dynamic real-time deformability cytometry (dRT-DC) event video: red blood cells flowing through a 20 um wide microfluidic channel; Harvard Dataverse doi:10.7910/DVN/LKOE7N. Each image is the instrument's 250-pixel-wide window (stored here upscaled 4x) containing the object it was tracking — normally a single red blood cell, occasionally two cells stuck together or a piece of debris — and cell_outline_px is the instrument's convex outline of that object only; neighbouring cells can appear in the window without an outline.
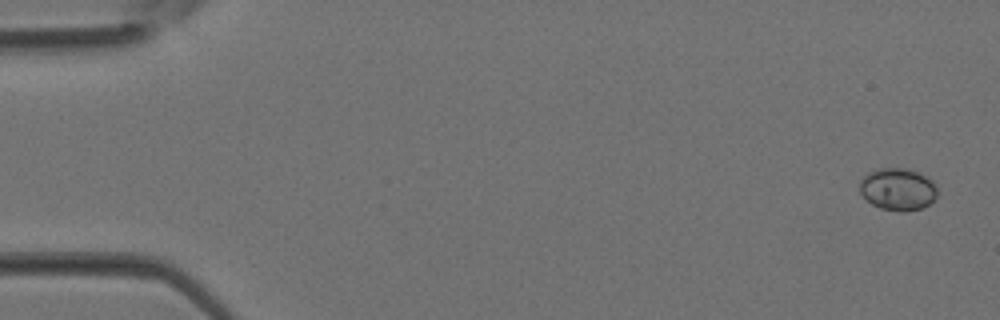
{"species": "Egyptian fruit bat (a non-hibernating species)", "species_latin": "Rousettus aegyptiacus", "temperature_condition": "room temperature", "stored_images_in_passage": 5, "camera_frame_rate_fps": 3000, "um_per_image_px": 0.085, "animal": {"sex": "female"}, "frame": {"image": 1, "passage_image": 1, "time_ms": 0.0, "image_size_px": [1000, 320], "cell_outline_px": [[936, 196], [928, 204], [920, 208], [904, 212], [900, 212], [880, 208], [872, 204], [860, 192], [860, 180], [868, 172], [880, 168], [908, 168], [932, 180], [936, 188]], "centroid_in_image_um": [76.29, 16.08], "position_along_channel_um": 8.7, "area_um2": 18.9}}
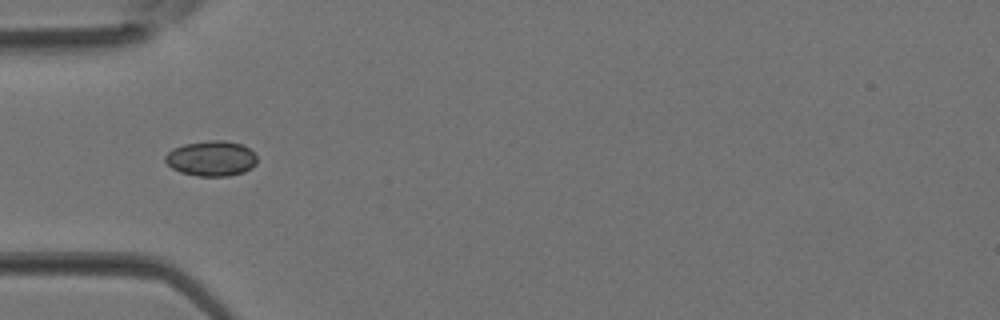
{"frame": {"image": 2, "passage_image": 4, "time_ms": 1.0, "image_size_px": [1000, 320], "cell_outline_px": [[256, 164], [252, 168], [244, 172], [228, 176], [200, 176], [180, 172], [172, 168], [164, 160], [164, 156], [172, 148], [184, 144], [208, 140], [224, 140], [240, 144], [248, 148], [256, 156]], "centroid_in_image_um": [17.94, 13.47], "position_along_channel_um": 67.1, "area_um2": 18.9}}
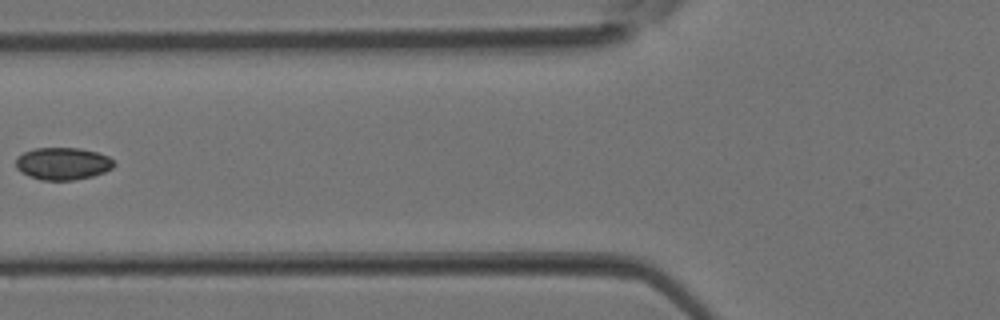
{"frame": {"image": 3, "passage_image": 5, "time_ms": 1.333, "image_size_px": [1000, 320], "cell_outline_px": [[116, 164], [112, 168], [104, 172], [92, 176], [72, 180], [40, 180], [28, 176], [20, 172], [16, 168], [16, 156], [24, 152], [36, 148], [80, 148], [96, 152], [108, 156]], "centroid_in_image_um": [5.31, 13.91], "position_along_channel_um": 120.5, "area_um2": 18.55}}